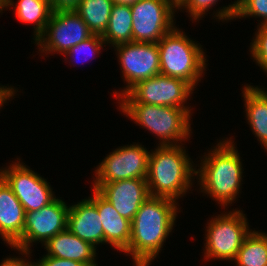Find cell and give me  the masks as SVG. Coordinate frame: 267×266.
<instances>
[{
    "label": "cell",
    "instance_id": "6da1fadb",
    "mask_svg": "<svg viewBox=\"0 0 267 266\" xmlns=\"http://www.w3.org/2000/svg\"><path fill=\"white\" fill-rule=\"evenodd\" d=\"M176 200L150 196L131 222V237L123 251L132 256L135 266H149L159 254L177 216Z\"/></svg>",
    "mask_w": 267,
    "mask_h": 266
},
{
    "label": "cell",
    "instance_id": "7a4b0ae2",
    "mask_svg": "<svg viewBox=\"0 0 267 266\" xmlns=\"http://www.w3.org/2000/svg\"><path fill=\"white\" fill-rule=\"evenodd\" d=\"M233 143L230 139L220 141L201 159V167L195 175L199 176L201 192L210 195L223 207L232 204L242 185V162Z\"/></svg>",
    "mask_w": 267,
    "mask_h": 266
},
{
    "label": "cell",
    "instance_id": "3957f363",
    "mask_svg": "<svg viewBox=\"0 0 267 266\" xmlns=\"http://www.w3.org/2000/svg\"><path fill=\"white\" fill-rule=\"evenodd\" d=\"M183 148L179 143L159 145L151 151L146 177L150 196L178 200L191 189L196 169Z\"/></svg>",
    "mask_w": 267,
    "mask_h": 266
},
{
    "label": "cell",
    "instance_id": "277c9868",
    "mask_svg": "<svg viewBox=\"0 0 267 266\" xmlns=\"http://www.w3.org/2000/svg\"><path fill=\"white\" fill-rule=\"evenodd\" d=\"M157 44L160 74L182 79L196 88L206 67V57L201 45L189 39L177 27L165 34Z\"/></svg>",
    "mask_w": 267,
    "mask_h": 266
},
{
    "label": "cell",
    "instance_id": "5b68a950",
    "mask_svg": "<svg viewBox=\"0 0 267 266\" xmlns=\"http://www.w3.org/2000/svg\"><path fill=\"white\" fill-rule=\"evenodd\" d=\"M119 107L135 123L159 137L162 141L158 145H178L191 135V114L185 108L144 103H120Z\"/></svg>",
    "mask_w": 267,
    "mask_h": 266
},
{
    "label": "cell",
    "instance_id": "8992f818",
    "mask_svg": "<svg viewBox=\"0 0 267 266\" xmlns=\"http://www.w3.org/2000/svg\"><path fill=\"white\" fill-rule=\"evenodd\" d=\"M242 210L214 217L209 223L205 243V259L233 261L245 237L251 232Z\"/></svg>",
    "mask_w": 267,
    "mask_h": 266
},
{
    "label": "cell",
    "instance_id": "52a82bcc",
    "mask_svg": "<svg viewBox=\"0 0 267 266\" xmlns=\"http://www.w3.org/2000/svg\"><path fill=\"white\" fill-rule=\"evenodd\" d=\"M194 88L186 81L170 76L156 75L142 80L119 97V103H144L148 105L185 108L184 106Z\"/></svg>",
    "mask_w": 267,
    "mask_h": 266
},
{
    "label": "cell",
    "instance_id": "ba28073f",
    "mask_svg": "<svg viewBox=\"0 0 267 266\" xmlns=\"http://www.w3.org/2000/svg\"><path fill=\"white\" fill-rule=\"evenodd\" d=\"M130 7L132 42L157 43L174 28L176 0H139Z\"/></svg>",
    "mask_w": 267,
    "mask_h": 266
},
{
    "label": "cell",
    "instance_id": "9c48e42d",
    "mask_svg": "<svg viewBox=\"0 0 267 266\" xmlns=\"http://www.w3.org/2000/svg\"><path fill=\"white\" fill-rule=\"evenodd\" d=\"M69 208L63 200L56 198L40 210L25 212L22 236L12 248L27 257L31 254V243L39 241L45 244L50 238L66 230Z\"/></svg>",
    "mask_w": 267,
    "mask_h": 266
},
{
    "label": "cell",
    "instance_id": "30bf717a",
    "mask_svg": "<svg viewBox=\"0 0 267 266\" xmlns=\"http://www.w3.org/2000/svg\"><path fill=\"white\" fill-rule=\"evenodd\" d=\"M92 35L87 24L74 10L57 11L52 12L44 33L35 44L45 54H66L73 46Z\"/></svg>",
    "mask_w": 267,
    "mask_h": 266
},
{
    "label": "cell",
    "instance_id": "8fae6325",
    "mask_svg": "<svg viewBox=\"0 0 267 266\" xmlns=\"http://www.w3.org/2000/svg\"><path fill=\"white\" fill-rule=\"evenodd\" d=\"M8 167L0 169V177L12 189L25 212L40 210L56 199L46 179L26 165L17 161Z\"/></svg>",
    "mask_w": 267,
    "mask_h": 266
},
{
    "label": "cell",
    "instance_id": "7c38bea8",
    "mask_svg": "<svg viewBox=\"0 0 267 266\" xmlns=\"http://www.w3.org/2000/svg\"><path fill=\"white\" fill-rule=\"evenodd\" d=\"M114 48L118 53L124 81L128 84L121 92H113L116 98L124 95L136 83L160 74L157 43L129 42Z\"/></svg>",
    "mask_w": 267,
    "mask_h": 266
},
{
    "label": "cell",
    "instance_id": "4fadbf2b",
    "mask_svg": "<svg viewBox=\"0 0 267 266\" xmlns=\"http://www.w3.org/2000/svg\"><path fill=\"white\" fill-rule=\"evenodd\" d=\"M150 151L139 144L121 146L107 155L95 170L94 183L146 179Z\"/></svg>",
    "mask_w": 267,
    "mask_h": 266
},
{
    "label": "cell",
    "instance_id": "5bb4252c",
    "mask_svg": "<svg viewBox=\"0 0 267 266\" xmlns=\"http://www.w3.org/2000/svg\"><path fill=\"white\" fill-rule=\"evenodd\" d=\"M93 189L131 222L140 206L150 197L147 181L141 178L93 183Z\"/></svg>",
    "mask_w": 267,
    "mask_h": 266
},
{
    "label": "cell",
    "instance_id": "9a60e30c",
    "mask_svg": "<svg viewBox=\"0 0 267 266\" xmlns=\"http://www.w3.org/2000/svg\"><path fill=\"white\" fill-rule=\"evenodd\" d=\"M97 207L89 200L83 199L70 206L67 216V229L80 239L94 247L104 244V231Z\"/></svg>",
    "mask_w": 267,
    "mask_h": 266
},
{
    "label": "cell",
    "instance_id": "2e32d148",
    "mask_svg": "<svg viewBox=\"0 0 267 266\" xmlns=\"http://www.w3.org/2000/svg\"><path fill=\"white\" fill-rule=\"evenodd\" d=\"M88 199L97 207L104 231V243L123 252L129 245L131 237V221L123 218L117 210L105 200L95 189Z\"/></svg>",
    "mask_w": 267,
    "mask_h": 266
},
{
    "label": "cell",
    "instance_id": "e0dca14e",
    "mask_svg": "<svg viewBox=\"0 0 267 266\" xmlns=\"http://www.w3.org/2000/svg\"><path fill=\"white\" fill-rule=\"evenodd\" d=\"M25 223V210L0 177V235L11 247L21 238Z\"/></svg>",
    "mask_w": 267,
    "mask_h": 266
},
{
    "label": "cell",
    "instance_id": "ac0fdd59",
    "mask_svg": "<svg viewBox=\"0 0 267 266\" xmlns=\"http://www.w3.org/2000/svg\"><path fill=\"white\" fill-rule=\"evenodd\" d=\"M44 248L47 254L56 258L74 260L86 266H97L95 263L96 247L91 243L80 239L68 229L50 238Z\"/></svg>",
    "mask_w": 267,
    "mask_h": 266
},
{
    "label": "cell",
    "instance_id": "d6986e66",
    "mask_svg": "<svg viewBox=\"0 0 267 266\" xmlns=\"http://www.w3.org/2000/svg\"><path fill=\"white\" fill-rule=\"evenodd\" d=\"M243 89L247 120L255 137L267 150V92L251 85Z\"/></svg>",
    "mask_w": 267,
    "mask_h": 266
},
{
    "label": "cell",
    "instance_id": "ffe728a7",
    "mask_svg": "<svg viewBox=\"0 0 267 266\" xmlns=\"http://www.w3.org/2000/svg\"><path fill=\"white\" fill-rule=\"evenodd\" d=\"M132 22L131 7L114 4L106 31L102 35L103 40L113 47L118 44L132 42Z\"/></svg>",
    "mask_w": 267,
    "mask_h": 266
},
{
    "label": "cell",
    "instance_id": "44dd1931",
    "mask_svg": "<svg viewBox=\"0 0 267 266\" xmlns=\"http://www.w3.org/2000/svg\"><path fill=\"white\" fill-rule=\"evenodd\" d=\"M15 3V14L18 20L24 23H33L34 41L44 33L52 14L49 0H18Z\"/></svg>",
    "mask_w": 267,
    "mask_h": 266
},
{
    "label": "cell",
    "instance_id": "7402d4cb",
    "mask_svg": "<svg viewBox=\"0 0 267 266\" xmlns=\"http://www.w3.org/2000/svg\"><path fill=\"white\" fill-rule=\"evenodd\" d=\"M113 5L111 0H81L74 11L83 19L93 34L103 35Z\"/></svg>",
    "mask_w": 267,
    "mask_h": 266
},
{
    "label": "cell",
    "instance_id": "603a6c76",
    "mask_svg": "<svg viewBox=\"0 0 267 266\" xmlns=\"http://www.w3.org/2000/svg\"><path fill=\"white\" fill-rule=\"evenodd\" d=\"M234 261L238 266H267V234L251 230Z\"/></svg>",
    "mask_w": 267,
    "mask_h": 266
},
{
    "label": "cell",
    "instance_id": "cb8c5ba5",
    "mask_svg": "<svg viewBox=\"0 0 267 266\" xmlns=\"http://www.w3.org/2000/svg\"><path fill=\"white\" fill-rule=\"evenodd\" d=\"M257 28L255 39L250 44V52L258 66L267 73V24L259 25Z\"/></svg>",
    "mask_w": 267,
    "mask_h": 266
},
{
    "label": "cell",
    "instance_id": "d4e9b609",
    "mask_svg": "<svg viewBox=\"0 0 267 266\" xmlns=\"http://www.w3.org/2000/svg\"><path fill=\"white\" fill-rule=\"evenodd\" d=\"M261 17L260 24H267V0H244L238 7L235 18Z\"/></svg>",
    "mask_w": 267,
    "mask_h": 266
},
{
    "label": "cell",
    "instance_id": "484cf974",
    "mask_svg": "<svg viewBox=\"0 0 267 266\" xmlns=\"http://www.w3.org/2000/svg\"><path fill=\"white\" fill-rule=\"evenodd\" d=\"M218 0H176V9L184 7L189 12L192 21L199 20L203 17V14L208 12ZM202 16V17H201Z\"/></svg>",
    "mask_w": 267,
    "mask_h": 266
},
{
    "label": "cell",
    "instance_id": "4316f807",
    "mask_svg": "<svg viewBox=\"0 0 267 266\" xmlns=\"http://www.w3.org/2000/svg\"><path fill=\"white\" fill-rule=\"evenodd\" d=\"M103 44H106V42L103 40L102 35L93 34L88 39L73 46L64 56L74 57L75 55L81 54L83 52H84V54H82L83 56H85V52L87 55H90L91 53L92 54L93 53H97V54L99 53L100 54L99 51L102 48ZM92 54H91V56H92ZM86 58H87V56H86ZM84 59H85V57H84Z\"/></svg>",
    "mask_w": 267,
    "mask_h": 266
},
{
    "label": "cell",
    "instance_id": "83f0119b",
    "mask_svg": "<svg viewBox=\"0 0 267 266\" xmlns=\"http://www.w3.org/2000/svg\"><path fill=\"white\" fill-rule=\"evenodd\" d=\"M34 264L36 266H86L85 264L74 260L56 258L49 255L43 256L41 260Z\"/></svg>",
    "mask_w": 267,
    "mask_h": 266
},
{
    "label": "cell",
    "instance_id": "f1b7e54d",
    "mask_svg": "<svg viewBox=\"0 0 267 266\" xmlns=\"http://www.w3.org/2000/svg\"><path fill=\"white\" fill-rule=\"evenodd\" d=\"M81 0H50L53 12L75 10Z\"/></svg>",
    "mask_w": 267,
    "mask_h": 266
},
{
    "label": "cell",
    "instance_id": "f546056e",
    "mask_svg": "<svg viewBox=\"0 0 267 266\" xmlns=\"http://www.w3.org/2000/svg\"><path fill=\"white\" fill-rule=\"evenodd\" d=\"M244 0H237L232 5H228L227 7H223L222 9L216 12L215 16L220 20H233L235 18L237 7L243 2Z\"/></svg>",
    "mask_w": 267,
    "mask_h": 266
},
{
    "label": "cell",
    "instance_id": "4dcf8cb0",
    "mask_svg": "<svg viewBox=\"0 0 267 266\" xmlns=\"http://www.w3.org/2000/svg\"><path fill=\"white\" fill-rule=\"evenodd\" d=\"M27 259L21 258H6L0 264V266H33L35 262H28Z\"/></svg>",
    "mask_w": 267,
    "mask_h": 266
},
{
    "label": "cell",
    "instance_id": "1f68e13d",
    "mask_svg": "<svg viewBox=\"0 0 267 266\" xmlns=\"http://www.w3.org/2000/svg\"><path fill=\"white\" fill-rule=\"evenodd\" d=\"M15 93L16 91L11 86H0V108L4 106L3 104L6 103L7 100H10L9 98L13 97Z\"/></svg>",
    "mask_w": 267,
    "mask_h": 266
},
{
    "label": "cell",
    "instance_id": "d6a6232c",
    "mask_svg": "<svg viewBox=\"0 0 267 266\" xmlns=\"http://www.w3.org/2000/svg\"><path fill=\"white\" fill-rule=\"evenodd\" d=\"M113 4L128 5L132 6L139 0H111Z\"/></svg>",
    "mask_w": 267,
    "mask_h": 266
},
{
    "label": "cell",
    "instance_id": "836d02e7",
    "mask_svg": "<svg viewBox=\"0 0 267 266\" xmlns=\"http://www.w3.org/2000/svg\"><path fill=\"white\" fill-rule=\"evenodd\" d=\"M14 2L12 0H0V12L3 11L4 8L14 6Z\"/></svg>",
    "mask_w": 267,
    "mask_h": 266
}]
</instances>
